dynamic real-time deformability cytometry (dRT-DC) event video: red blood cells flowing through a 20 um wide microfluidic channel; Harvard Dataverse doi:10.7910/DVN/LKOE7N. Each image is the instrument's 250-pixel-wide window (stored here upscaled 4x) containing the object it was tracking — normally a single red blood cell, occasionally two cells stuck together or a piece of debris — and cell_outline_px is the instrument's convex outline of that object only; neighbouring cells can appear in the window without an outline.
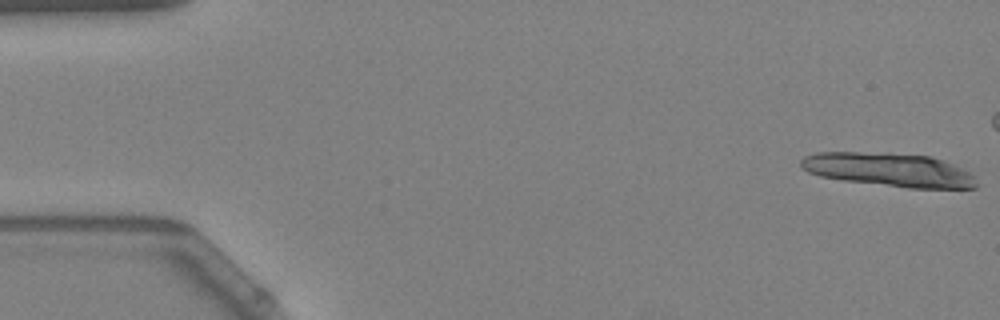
{"species": "Egyptian fruit bat (a non-hibernating species)", "species_latin": "Rousettus aegyptiacus", "temperature_condition": "warm", "stored_images_in_passage": 14, "camera_frame_rate_fps": 3000, "um_per_image_px": 0.085, "animal": {"sex": "female"}, "frame": {"image": 1, "passage_image": 1, "time_ms": 0.0, "image_size_px": [1000, 320], "cell_outline_px": [[976, 188], [908, 188], [844, 180], [820, 176], [808, 172], [800, 164], [800, 160], [804, 156], [816, 152], [888, 152], [932, 156], [960, 168], [968, 172], [972, 176], [976, 184]], "centroid_in_image_um": [75.51, 14.41], "position_along_channel_um": 9.5, "area_um2": 34.33}}